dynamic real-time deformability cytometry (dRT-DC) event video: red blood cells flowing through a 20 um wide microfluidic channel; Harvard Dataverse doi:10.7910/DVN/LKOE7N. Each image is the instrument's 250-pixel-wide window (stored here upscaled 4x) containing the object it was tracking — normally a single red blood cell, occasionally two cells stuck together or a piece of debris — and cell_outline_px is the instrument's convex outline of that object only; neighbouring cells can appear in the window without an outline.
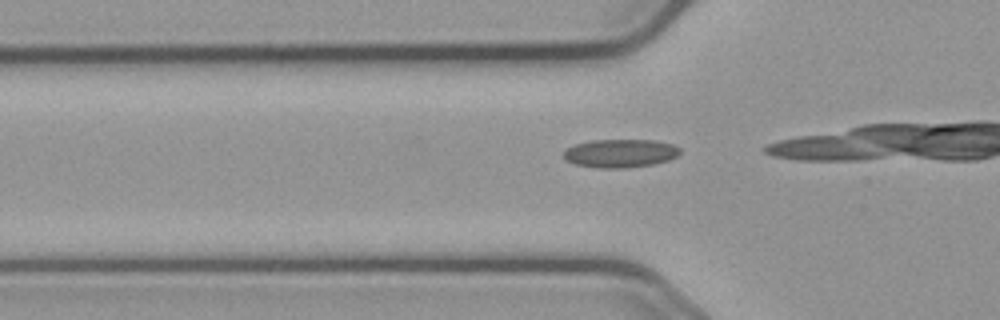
{"species": "common noctule bat (a hibernating species)", "species_latin": "Nyctalus noctula", "temperature_condition": "cold", "stored_images_in_passage": 17, "camera_frame_rate_fps": 3000, "um_per_image_px": 0.085, "animal": {"sex": "male", "body_mass_g": 23.1, "forearm_length_mm": 52.7}, "frame": {"image": 1, "passage_image": 14, "time_ms": 4.333, "image_size_px": [1000, 320], "cell_outline_px": [[680, 152], [676, 156], [668, 160], [652, 164], [624, 168], [596, 168], [576, 164], [564, 160], [564, 152], [568, 148], [576, 144], [592, 140], [656, 140], [672, 144], [680, 148]], "centroid_in_image_um": [52.72, 13.03], "position_along_channel_um": 73.1, "area_um2": 19.13}}